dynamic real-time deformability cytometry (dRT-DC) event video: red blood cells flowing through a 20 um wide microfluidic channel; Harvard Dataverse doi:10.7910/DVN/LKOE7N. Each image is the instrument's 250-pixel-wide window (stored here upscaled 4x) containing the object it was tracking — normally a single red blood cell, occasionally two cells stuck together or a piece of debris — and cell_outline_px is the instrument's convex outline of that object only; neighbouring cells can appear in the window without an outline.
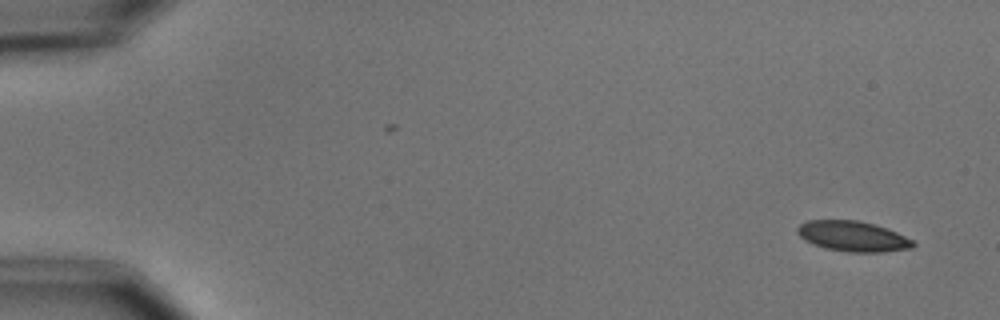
{"species": "common noctule bat (a hibernating species)", "species_latin": "Nyctalus noctula", "temperature_condition": "cold", "stored_images_in_passage": 2, "camera_frame_rate_fps": 3000, "um_per_image_px": 0.085, "animal": {"sex": "male", "body_mass_g": 15.6}, "frame": {"image": 1, "passage_image": 2, "time_ms": 1.333, "image_size_px": [1000, 320], "cell_outline_px": [[916, 244], [912, 248], [884, 252], [848, 252], [824, 248], [812, 244], [804, 240], [796, 232], [796, 228], [800, 224], [808, 220], [856, 220], [888, 228], [912, 240]], "centroid_in_image_um": [72.46, 20.09], "position_along_channel_um": 12.5, "area_um2": 20.52}}